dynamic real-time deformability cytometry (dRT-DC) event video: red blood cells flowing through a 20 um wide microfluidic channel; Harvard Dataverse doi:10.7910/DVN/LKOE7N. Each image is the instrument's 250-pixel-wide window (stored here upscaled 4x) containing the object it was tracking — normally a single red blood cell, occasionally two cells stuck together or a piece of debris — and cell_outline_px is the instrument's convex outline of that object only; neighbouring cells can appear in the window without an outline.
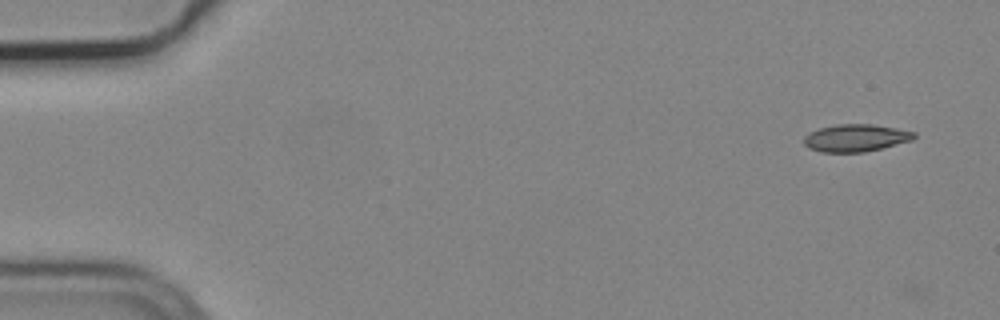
{"species": "common noctule bat (a hibernating species)", "species_latin": "Nyctalus noctula", "temperature_condition": "cold", "stored_images_in_passage": 6, "camera_frame_rate_fps": 3000, "um_per_image_px": 0.085, "animal": {"sex": "male", "body_mass_g": 19.2, "forearm_length_mm": 51.8}, "frame": {"image": 1, "passage_image": 2, "time_ms": 0.333, "image_size_px": [1000, 320], "cell_outline_px": [[916, 136], [912, 140], [864, 152], [820, 152], [808, 148], [804, 144], [804, 136], [808, 132], [820, 128], [836, 124], [872, 124], [896, 128], [916, 132]], "centroid_in_image_um": [72.7, 11.72], "position_along_channel_um": 12.3, "area_um2": 17.57}}
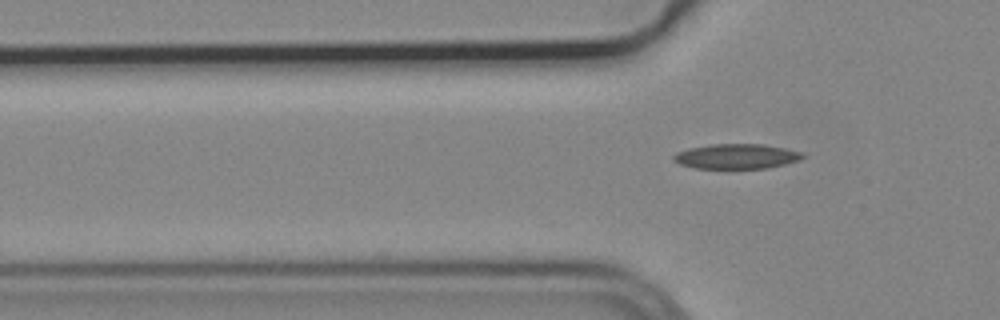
{"frame": {"image": 2, "passage_image": 6, "time_ms": 1.667, "image_size_px": [1000, 320], "cell_outline_px": [[804, 156], [800, 160], [768, 168], [696, 168], [680, 164], [672, 160], [672, 156], [676, 152], [688, 148], [712, 144], [764, 144], [804, 152]], "centroid_in_image_um": [62.59, 13.28], "position_along_channel_um": 63.2, "area_um2": 18.79}}